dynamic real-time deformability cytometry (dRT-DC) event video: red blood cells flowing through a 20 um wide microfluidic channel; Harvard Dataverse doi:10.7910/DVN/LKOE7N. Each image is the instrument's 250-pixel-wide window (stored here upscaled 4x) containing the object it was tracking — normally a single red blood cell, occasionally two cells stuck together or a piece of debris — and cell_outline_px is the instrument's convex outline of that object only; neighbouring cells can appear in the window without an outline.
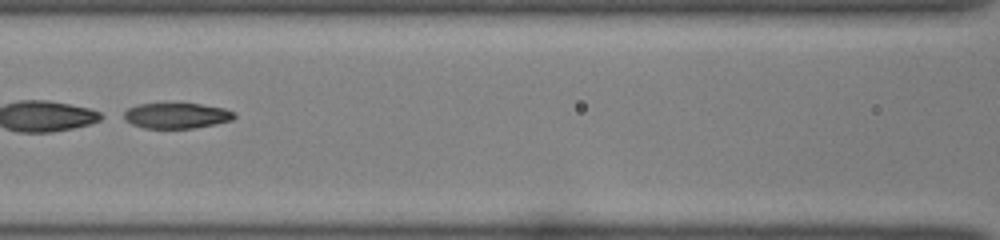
{"species": "common noctule bat (a hibernating species)", "species_latin": "Nyctalus noctula", "temperature_condition": "room temperature", "stored_images_in_passage": 54, "segment_of_instrument_passage": [2, 2], "camera_frame_rate_fps": 3000, "um_per_image_px": 0.085, "animal": {"sex": "female", "body_mass_g": 22.0, "forearm_length_mm": 56.7}, "frame": {"image": 1, "passage_image": 29, "time_ms": 9.333, "image_size_px": [1000, 240], "cell_outline_px": [[236, 116], [232, 120], [216, 124], [196, 128], [144, 128], [132, 124], [116, 116], [128, 108], [140, 104], [200, 104], [224, 108], [236, 112]], "centroid_in_image_um": [14.96, 9.84], "position_along_channel_um": 151.6, "area_um2": 16.7}}